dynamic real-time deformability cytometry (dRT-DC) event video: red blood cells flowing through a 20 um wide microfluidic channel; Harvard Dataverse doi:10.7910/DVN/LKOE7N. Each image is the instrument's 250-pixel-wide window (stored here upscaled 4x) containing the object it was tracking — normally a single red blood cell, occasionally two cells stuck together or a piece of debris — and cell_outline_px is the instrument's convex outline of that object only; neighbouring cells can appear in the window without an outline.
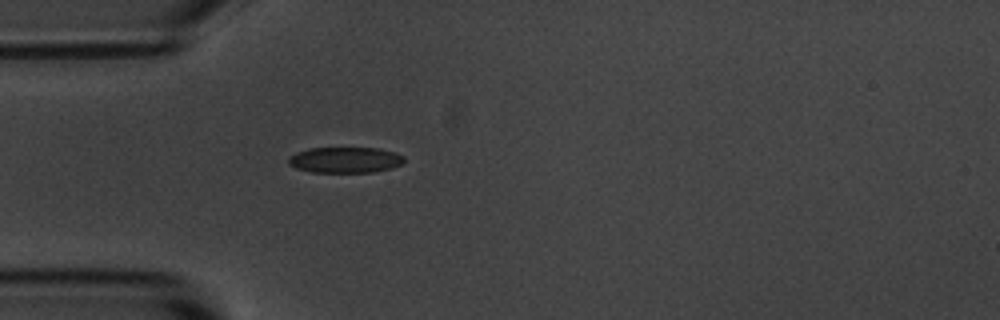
{"species": "common noctule bat (a hibernating species)", "species_latin": "Nyctalus noctula", "temperature_condition": "room temperature", "stored_images_in_passage": 1, "camera_frame_rate_fps": 3000, "um_per_image_px": 0.085, "animal": {"sex": "male", "body_mass_g": 20.1, "forearm_length_mm": 53.5}, "frame": {"image": 1, "passage_image": 1, "time_ms": 0.0, "image_size_px": [1000, 320], "cell_outline_px": [[404, 160], [400, 164], [392, 168], [372, 172], [312, 172], [296, 168], [288, 164], [288, 156], [296, 152], [308, 148], [376, 148], [396, 152], [404, 156]], "centroid_in_image_um": [29.31, 13.59], "position_along_channel_um": 55.7, "area_um2": 17.46}}